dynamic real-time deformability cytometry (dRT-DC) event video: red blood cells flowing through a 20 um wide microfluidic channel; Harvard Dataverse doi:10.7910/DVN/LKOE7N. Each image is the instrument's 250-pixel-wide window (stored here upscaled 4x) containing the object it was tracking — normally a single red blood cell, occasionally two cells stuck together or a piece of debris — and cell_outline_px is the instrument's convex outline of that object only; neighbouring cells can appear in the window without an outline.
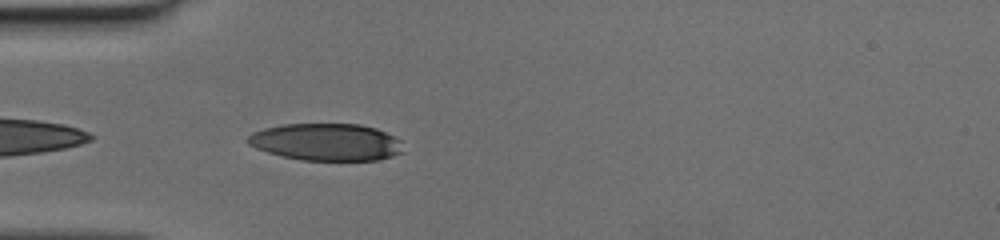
{"species": "human", "species_latin": "Homo sapiens", "temperature_condition": "cold", "stored_images_in_passage": 35, "camera_frame_rate_fps": 3000, "um_per_image_px": 0.085, "donor": {"sex": "female"}, "frame": {"image": 1, "passage_image": 2, "time_ms": 0.333, "image_size_px": [1000, 240], "cell_outline_px": [[404, 152], [392, 156], [376, 160], [300, 160], [280, 156], [256, 148], [248, 144], [244, 140], [252, 132], [264, 128], [284, 124], [360, 124], [376, 128], [400, 140]], "centroid_in_image_um": [27.7, 12.07], "position_along_channel_um": 57.3, "area_um2": 33.76}}
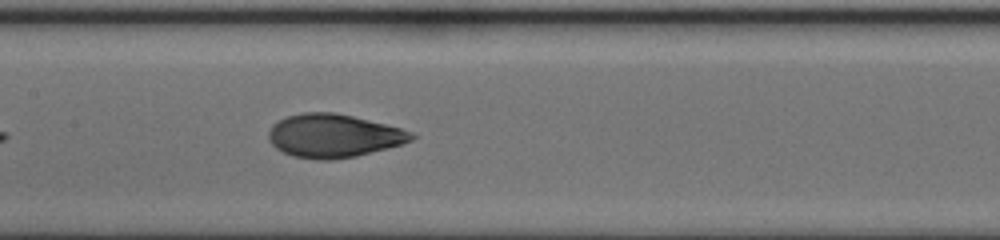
{"frame": {"image": 2, "passage_image": 11, "time_ms": 3.333, "image_size_px": [1000, 240], "cell_outline_px": [[416, 136], [412, 140], [400, 144], [356, 156], [328, 160], [316, 160], [292, 156], [276, 148], [268, 140], [268, 132], [272, 124], [288, 116], [304, 112], [332, 112], [352, 116], [400, 128], [412, 132]], "centroid_in_image_um": [28.31, 11.54], "position_along_channel_um": 179.1, "area_um2": 35.78}}
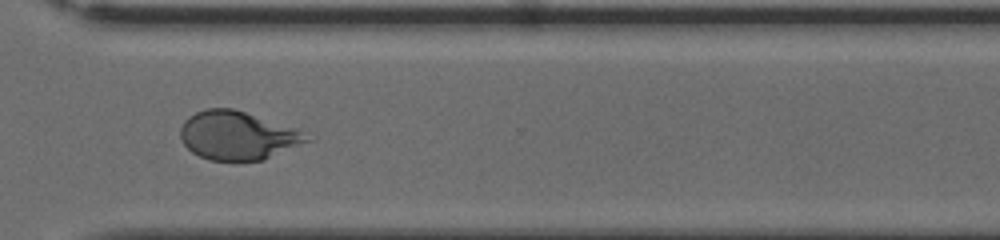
{"frame": {"image": 3, "passage_image": 23, "time_ms": 7.333, "image_size_px": [1000, 240], "cell_outline_px": [[316, 136], [312, 140], [264, 160], [208, 160], [192, 152], [184, 144], [180, 136], [180, 128], [184, 120], [188, 116], [196, 112], [208, 108], [232, 108], [296, 128]], "centroid_in_image_um": [20.24, 11.52], "position_along_channel_um": 350.4, "area_um2": 35.89}}